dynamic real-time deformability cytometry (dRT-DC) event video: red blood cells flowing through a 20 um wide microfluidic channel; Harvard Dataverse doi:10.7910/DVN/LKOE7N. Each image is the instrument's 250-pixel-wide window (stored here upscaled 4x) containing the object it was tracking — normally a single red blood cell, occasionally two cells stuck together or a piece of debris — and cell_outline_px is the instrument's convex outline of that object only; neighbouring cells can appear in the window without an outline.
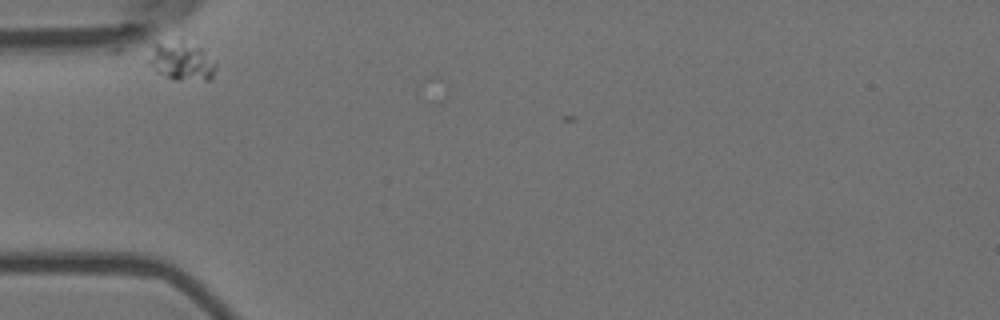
{"species": "Egyptian fruit bat (a non-hibernating species)", "species_latin": "Rousettus aegyptiacus", "temperature_condition": "room temperature", "stored_images_in_passage": 3, "camera_frame_rate_fps": 3000, "um_per_image_px": 0.085, "animal": {"sex": "female"}, "frame": {"image": 1, "passage_image": 1, "time_ms": 0.0, "image_size_px": [1000, 320], "cell_outline_px": [[216, 68], [212, 76], [208, 80], [172, 80], [156, 72], [148, 64], [148, 60], [152, 44], [180, 36], [200, 48], [216, 64]], "centroid_in_image_um": [15.37, 5.14], "position_along_channel_um": 69.6, "area_um2": 15.72}}
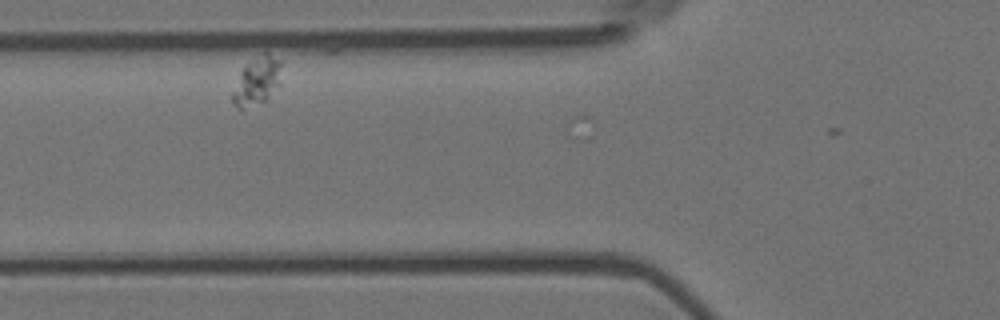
{"frame": {"image": 2, "passage_image": 2, "time_ms": 0.333, "image_size_px": [1000, 320], "cell_outline_px": [[284, 60], [280, 84], [268, 100], [240, 112], [236, 108], [232, 100], [232, 92], [240, 72], [248, 64], [264, 52], [268, 52]], "centroid_in_image_um": [21.9, 6.92], "position_along_channel_um": 103.9, "area_um2": 14.33}}